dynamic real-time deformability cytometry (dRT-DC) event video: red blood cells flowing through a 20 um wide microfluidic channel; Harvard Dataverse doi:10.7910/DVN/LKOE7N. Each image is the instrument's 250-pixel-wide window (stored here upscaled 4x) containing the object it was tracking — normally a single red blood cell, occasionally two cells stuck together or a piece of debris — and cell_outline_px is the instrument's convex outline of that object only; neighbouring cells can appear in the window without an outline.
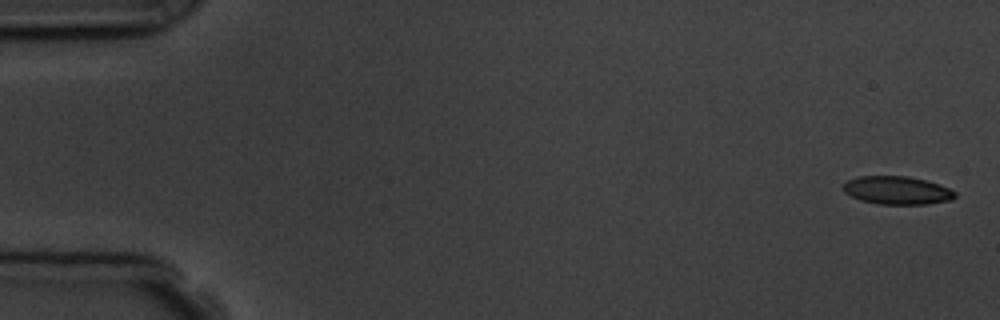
{"species": "common noctule bat (a hibernating species)", "species_latin": "Nyctalus noctula", "temperature_condition": "room temperature", "stored_images_in_passage": 5, "camera_frame_rate_fps": 3000, "um_per_image_px": 0.085, "animal": {"sex": "male", "body_mass_g": 19.5, "forearm_length_mm": 54.6}, "frame": {"image": 1, "passage_image": 1, "time_ms": 0.0, "image_size_px": [1000, 320], "cell_outline_px": [[956, 196], [952, 200], [928, 204], [876, 204], [860, 200], [844, 192], [844, 184], [848, 180], [860, 176], [908, 176], [924, 180], [948, 188], [956, 192]], "centroid_in_image_um": [76.25, 16.19], "position_along_channel_um": 8.7, "area_um2": 18.21}}
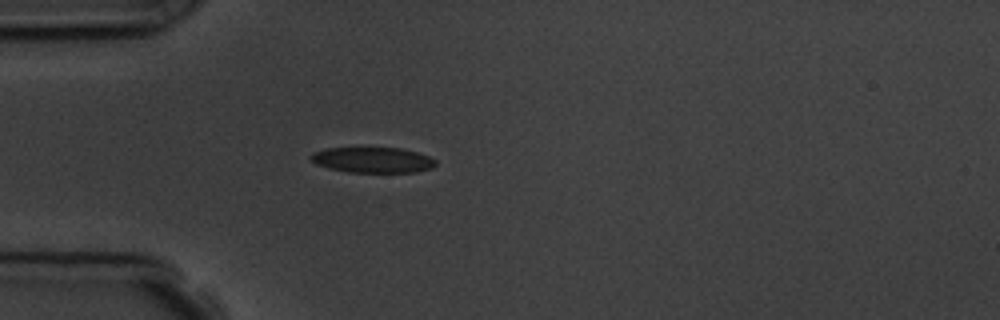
{"frame": {"image": 2, "passage_image": 5, "time_ms": 4.667, "image_size_px": [1000, 320], "cell_outline_px": [[436, 164], [432, 168], [416, 172], [348, 172], [316, 164], [308, 156], [312, 152], [328, 148], [400, 148], [416, 152], [428, 156], [436, 160]], "centroid_in_image_um": [31.68, 13.59], "position_along_channel_um": 53.3, "area_um2": 18.44}}